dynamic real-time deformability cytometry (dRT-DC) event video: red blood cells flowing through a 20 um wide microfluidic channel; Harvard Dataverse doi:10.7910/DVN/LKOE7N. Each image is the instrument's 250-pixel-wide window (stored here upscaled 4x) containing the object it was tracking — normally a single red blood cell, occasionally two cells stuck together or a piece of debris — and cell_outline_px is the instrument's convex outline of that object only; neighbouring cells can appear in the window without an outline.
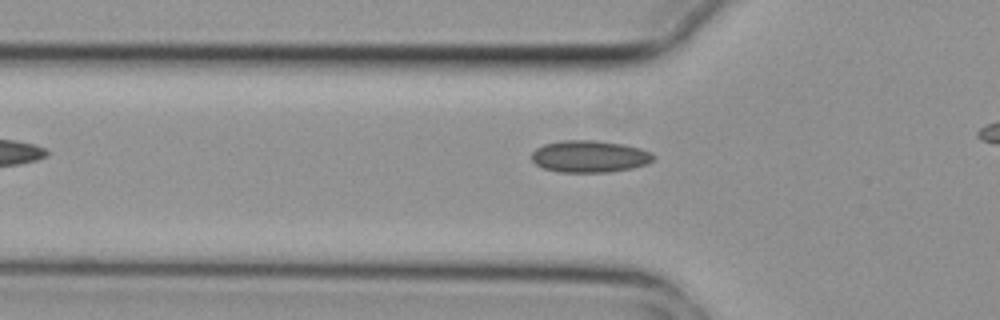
{"species": "common noctule bat (a hibernating species)", "species_latin": "Nyctalus noctula", "temperature_condition": "cold", "stored_images_in_passage": 5, "camera_frame_rate_fps": 3000, "um_per_image_px": 0.085, "animal": {"sex": "female", "body_mass_g": 29.2, "forearm_length_mm": 56.3}, "frame": {"image": 1, "passage_image": 5, "time_ms": 1.333, "image_size_px": [1000, 320], "cell_outline_px": [[656, 156], [652, 160], [644, 164], [632, 168], [608, 172], [560, 172], [544, 168], [536, 164], [532, 160], [532, 152], [536, 148], [544, 144], [564, 140], [596, 140], [624, 144], [640, 148], [652, 152]], "centroid_in_image_um": [50.12, 13.29], "position_along_channel_um": 75.7, "area_um2": 22.66}}